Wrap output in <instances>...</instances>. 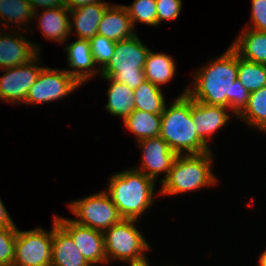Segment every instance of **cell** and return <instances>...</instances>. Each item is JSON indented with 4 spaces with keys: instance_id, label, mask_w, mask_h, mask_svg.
<instances>
[{
    "instance_id": "1",
    "label": "cell",
    "mask_w": 266,
    "mask_h": 266,
    "mask_svg": "<svg viewBox=\"0 0 266 266\" xmlns=\"http://www.w3.org/2000/svg\"><path fill=\"white\" fill-rule=\"evenodd\" d=\"M238 54L230 46L215 60L195 71L187 95L208 105H221L238 116L248 104L250 92L237 79Z\"/></svg>"
},
{
    "instance_id": "2",
    "label": "cell",
    "mask_w": 266,
    "mask_h": 266,
    "mask_svg": "<svg viewBox=\"0 0 266 266\" xmlns=\"http://www.w3.org/2000/svg\"><path fill=\"white\" fill-rule=\"evenodd\" d=\"M161 114L159 136L177 155L202 154L210 150L197 134L191 114V98L187 88Z\"/></svg>"
},
{
    "instance_id": "3",
    "label": "cell",
    "mask_w": 266,
    "mask_h": 266,
    "mask_svg": "<svg viewBox=\"0 0 266 266\" xmlns=\"http://www.w3.org/2000/svg\"><path fill=\"white\" fill-rule=\"evenodd\" d=\"M108 181L104 191L123 219H140L155 201L156 182L136 168L117 172Z\"/></svg>"
},
{
    "instance_id": "4",
    "label": "cell",
    "mask_w": 266,
    "mask_h": 266,
    "mask_svg": "<svg viewBox=\"0 0 266 266\" xmlns=\"http://www.w3.org/2000/svg\"><path fill=\"white\" fill-rule=\"evenodd\" d=\"M212 151L202 154L177 155L158 195L193 192L217 183L212 173Z\"/></svg>"
},
{
    "instance_id": "5",
    "label": "cell",
    "mask_w": 266,
    "mask_h": 266,
    "mask_svg": "<svg viewBox=\"0 0 266 266\" xmlns=\"http://www.w3.org/2000/svg\"><path fill=\"white\" fill-rule=\"evenodd\" d=\"M149 51L150 48L142 43L137 34L118 41L114 55L99 75L112 78L134 90L146 81L144 66Z\"/></svg>"
},
{
    "instance_id": "6",
    "label": "cell",
    "mask_w": 266,
    "mask_h": 266,
    "mask_svg": "<svg viewBox=\"0 0 266 266\" xmlns=\"http://www.w3.org/2000/svg\"><path fill=\"white\" fill-rule=\"evenodd\" d=\"M138 221L122 219L103 232L107 263L113 260L128 262L129 266L148 263L145 254L151 247L135 226Z\"/></svg>"
},
{
    "instance_id": "7",
    "label": "cell",
    "mask_w": 266,
    "mask_h": 266,
    "mask_svg": "<svg viewBox=\"0 0 266 266\" xmlns=\"http://www.w3.org/2000/svg\"><path fill=\"white\" fill-rule=\"evenodd\" d=\"M100 192L74 200L68 203V207L76 216V219H72L73 221L104 232L123 218L109 195L105 191Z\"/></svg>"
},
{
    "instance_id": "8",
    "label": "cell",
    "mask_w": 266,
    "mask_h": 266,
    "mask_svg": "<svg viewBox=\"0 0 266 266\" xmlns=\"http://www.w3.org/2000/svg\"><path fill=\"white\" fill-rule=\"evenodd\" d=\"M42 227L20 231L15 238V259L13 266H51L52 235Z\"/></svg>"
},
{
    "instance_id": "9",
    "label": "cell",
    "mask_w": 266,
    "mask_h": 266,
    "mask_svg": "<svg viewBox=\"0 0 266 266\" xmlns=\"http://www.w3.org/2000/svg\"><path fill=\"white\" fill-rule=\"evenodd\" d=\"M82 84L65 69L44 67L39 73L35 83L30 87L23 104L36 105L49 103L70 95Z\"/></svg>"
},
{
    "instance_id": "10",
    "label": "cell",
    "mask_w": 266,
    "mask_h": 266,
    "mask_svg": "<svg viewBox=\"0 0 266 266\" xmlns=\"http://www.w3.org/2000/svg\"><path fill=\"white\" fill-rule=\"evenodd\" d=\"M40 53L29 63L2 69L0 76V101L24 103L30 87L35 83L39 73L44 68L40 64Z\"/></svg>"
},
{
    "instance_id": "11",
    "label": "cell",
    "mask_w": 266,
    "mask_h": 266,
    "mask_svg": "<svg viewBox=\"0 0 266 266\" xmlns=\"http://www.w3.org/2000/svg\"><path fill=\"white\" fill-rule=\"evenodd\" d=\"M54 219L71 236L79 252L91 266L107 264L103 232L82 226L72 219L58 217L56 214Z\"/></svg>"
},
{
    "instance_id": "12",
    "label": "cell",
    "mask_w": 266,
    "mask_h": 266,
    "mask_svg": "<svg viewBox=\"0 0 266 266\" xmlns=\"http://www.w3.org/2000/svg\"><path fill=\"white\" fill-rule=\"evenodd\" d=\"M137 143L142 149V157L140 169L137 167L136 170L155 182L160 173H165L159 181L161 183L167 177L177 154L160 136L137 141Z\"/></svg>"
},
{
    "instance_id": "13",
    "label": "cell",
    "mask_w": 266,
    "mask_h": 266,
    "mask_svg": "<svg viewBox=\"0 0 266 266\" xmlns=\"http://www.w3.org/2000/svg\"><path fill=\"white\" fill-rule=\"evenodd\" d=\"M0 33V70L29 63L40 52V45L31 42L24 35ZM19 36H18V35ZM21 34V35H20Z\"/></svg>"
},
{
    "instance_id": "14",
    "label": "cell",
    "mask_w": 266,
    "mask_h": 266,
    "mask_svg": "<svg viewBox=\"0 0 266 266\" xmlns=\"http://www.w3.org/2000/svg\"><path fill=\"white\" fill-rule=\"evenodd\" d=\"M229 108L221 105H208L191 99V114L198 136L207 144L214 133L228 124ZM208 139V140H207Z\"/></svg>"
},
{
    "instance_id": "15",
    "label": "cell",
    "mask_w": 266,
    "mask_h": 266,
    "mask_svg": "<svg viewBox=\"0 0 266 266\" xmlns=\"http://www.w3.org/2000/svg\"><path fill=\"white\" fill-rule=\"evenodd\" d=\"M64 50H66L68 65L71 68L65 71L81 84L91 80L97 73H101L99 68L95 69L98 65L94 62L89 40L77 39L67 44Z\"/></svg>"
},
{
    "instance_id": "16",
    "label": "cell",
    "mask_w": 266,
    "mask_h": 266,
    "mask_svg": "<svg viewBox=\"0 0 266 266\" xmlns=\"http://www.w3.org/2000/svg\"><path fill=\"white\" fill-rule=\"evenodd\" d=\"M97 34L115 42L133 37L136 33L124 5H109L98 26Z\"/></svg>"
},
{
    "instance_id": "17",
    "label": "cell",
    "mask_w": 266,
    "mask_h": 266,
    "mask_svg": "<svg viewBox=\"0 0 266 266\" xmlns=\"http://www.w3.org/2000/svg\"><path fill=\"white\" fill-rule=\"evenodd\" d=\"M51 266H91L71 236L53 219Z\"/></svg>"
},
{
    "instance_id": "18",
    "label": "cell",
    "mask_w": 266,
    "mask_h": 266,
    "mask_svg": "<svg viewBox=\"0 0 266 266\" xmlns=\"http://www.w3.org/2000/svg\"><path fill=\"white\" fill-rule=\"evenodd\" d=\"M38 13L36 11L34 17L38 18V27L44 38L64 44L71 35L70 10L65 6L43 9V13L37 16Z\"/></svg>"
},
{
    "instance_id": "19",
    "label": "cell",
    "mask_w": 266,
    "mask_h": 266,
    "mask_svg": "<svg viewBox=\"0 0 266 266\" xmlns=\"http://www.w3.org/2000/svg\"><path fill=\"white\" fill-rule=\"evenodd\" d=\"M110 3H93L70 10V29L78 39L90 40L98 31L99 23Z\"/></svg>"
},
{
    "instance_id": "20",
    "label": "cell",
    "mask_w": 266,
    "mask_h": 266,
    "mask_svg": "<svg viewBox=\"0 0 266 266\" xmlns=\"http://www.w3.org/2000/svg\"><path fill=\"white\" fill-rule=\"evenodd\" d=\"M231 47L242 59L266 65V32L245 27Z\"/></svg>"
},
{
    "instance_id": "21",
    "label": "cell",
    "mask_w": 266,
    "mask_h": 266,
    "mask_svg": "<svg viewBox=\"0 0 266 266\" xmlns=\"http://www.w3.org/2000/svg\"><path fill=\"white\" fill-rule=\"evenodd\" d=\"M103 80L110 83L107 89L108 99L105 106L106 110L111 115L122 117V120H124L135 110L133 89L112 78H103Z\"/></svg>"
},
{
    "instance_id": "22",
    "label": "cell",
    "mask_w": 266,
    "mask_h": 266,
    "mask_svg": "<svg viewBox=\"0 0 266 266\" xmlns=\"http://www.w3.org/2000/svg\"><path fill=\"white\" fill-rule=\"evenodd\" d=\"M176 71V63L172 57L166 53H155L149 51L145 66L144 74L146 80H149L153 85L161 87L169 83L174 77Z\"/></svg>"
},
{
    "instance_id": "23",
    "label": "cell",
    "mask_w": 266,
    "mask_h": 266,
    "mask_svg": "<svg viewBox=\"0 0 266 266\" xmlns=\"http://www.w3.org/2000/svg\"><path fill=\"white\" fill-rule=\"evenodd\" d=\"M123 122L125 128L135 135L137 141L157 137L160 134L161 114L135 109Z\"/></svg>"
},
{
    "instance_id": "24",
    "label": "cell",
    "mask_w": 266,
    "mask_h": 266,
    "mask_svg": "<svg viewBox=\"0 0 266 266\" xmlns=\"http://www.w3.org/2000/svg\"><path fill=\"white\" fill-rule=\"evenodd\" d=\"M133 95L135 109L152 114L163 113L166 105L163 92L160 87L153 85L149 80L134 89Z\"/></svg>"
},
{
    "instance_id": "25",
    "label": "cell",
    "mask_w": 266,
    "mask_h": 266,
    "mask_svg": "<svg viewBox=\"0 0 266 266\" xmlns=\"http://www.w3.org/2000/svg\"><path fill=\"white\" fill-rule=\"evenodd\" d=\"M34 13L27 0H0V20L5 23L6 30L11 22L15 27L18 25L17 28L21 31L22 26L25 27L30 19L33 20Z\"/></svg>"
},
{
    "instance_id": "26",
    "label": "cell",
    "mask_w": 266,
    "mask_h": 266,
    "mask_svg": "<svg viewBox=\"0 0 266 266\" xmlns=\"http://www.w3.org/2000/svg\"><path fill=\"white\" fill-rule=\"evenodd\" d=\"M237 117L252 129L262 130L266 126V86L250 93L248 104Z\"/></svg>"
},
{
    "instance_id": "27",
    "label": "cell",
    "mask_w": 266,
    "mask_h": 266,
    "mask_svg": "<svg viewBox=\"0 0 266 266\" xmlns=\"http://www.w3.org/2000/svg\"><path fill=\"white\" fill-rule=\"evenodd\" d=\"M237 79L250 93L266 86V65L250 62L238 55Z\"/></svg>"
},
{
    "instance_id": "28",
    "label": "cell",
    "mask_w": 266,
    "mask_h": 266,
    "mask_svg": "<svg viewBox=\"0 0 266 266\" xmlns=\"http://www.w3.org/2000/svg\"><path fill=\"white\" fill-rule=\"evenodd\" d=\"M125 8L131 18L134 29L138 22L157 26L156 0H135L131 5H125Z\"/></svg>"
},
{
    "instance_id": "29",
    "label": "cell",
    "mask_w": 266,
    "mask_h": 266,
    "mask_svg": "<svg viewBox=\"0 0 266 266\" xmlns=\"http://www.w3.org/2000/svg\"><path fill=\"white\" fill-rule=\"evenodd\" d=\"M89 42L94 62L102 71L114 55L116 42L99 34H96Z\"/></svg>"
},
{
    "instance_id": "30",
    "label": "cell",
    "mask_w": 266,
    "mask_h": 266,
    "mask_svg": "<svg viewBox=\"0 0 266 266\" xmlns=\"http://www.w3.org/2000/svg\"><path fill=\"white\" fill-rule=\"evenodd\" d=\"M17 226L0 227V266H13Z\"/></svg>"
},
{
    "instance_id": "31",
    "label": "cell",
    "mask_w": 266,
    "mask_h": 266,
    "mask_svg": "<svg viewBox=\"0 0 266 266\" xmlns=\"http://www.w3.org/2000/svg\"><path fill=\"white\" fill-rule=\"evenodd\" d=\"M157 26L161 22L178 19L182 10V0H156Z\"/></svg>"
},
{
    "instance_id": "32",
    "label": "cell",
    "mask_w": 266,
    "mask_h": 266,
    "mask_svg": "<svg viewBox=\"0 0 266 266\" xmlns=\"http://www.w3.org/2000/svg\"><path fill=\"white\" fill-rule=\"evenodd\" d=\"M251 21L249 29L266 32V0H251Z\"/></svg>"
},
{
    "instance_id": "33",
    "label": "cell",
    "mask_w": 266,
    "mask_h": 266,
    "mask_svg": "<svg viewBox=\"0 0 266 266\" xmlns=\"http://www.w3.org/2000/svg\"><path fill=\"white\" fill-rule=\"evenodd\" d=\"M29 4L33 7V10L36 12L38 8H58L65 7L64 0H27Z\"/></svg>"
},
{
    "instance_id": "34",
    "label": "cell",
    "mask_w": 266,
    "mask_h": 266,
    "mask_svg": "<svg viewBox=\"0 0 266 266\" xmlns=\"http://www.w3.org/2000/svg\"><path fill=\"white\" fill-rule=\"evenodd\" d=\"M16 226L12 217H10L4 203L0 199V227Z\"/></svg>"
},
{
    "instance_id": "35",
    "label": "cell",
    "mask_w": 266,
    "mask_h": 266,
    "mask_svg": "<svg viewBox=\"0 0 266 266\" xmlns=\"http://www.w3.org/2000/svg\"><path fill=\"white\" fill-rule=\"evenodd\" d=\"M105 1L102 0H64L65 6L69 10H73L77 7L93 4V3H103Z\"/></svg>"
},
{
    "instance_id": "36",
    "label": "cell",
    "mask_w": 266,
    "mask_h": 266,
    "mask_svg": "<svg viewBox=\"0 0 266 266\" xmlns=\"http://www.w3.org/2000/svg\"><path fill=\"white\" fill-rule=\"evenodd\" d=\"M258 261H259V266H266V250L262 252Z\"/></svg>"
},
{
    "instance_id": "37",
    "label": "cell",
    "mask_w": 266,
    "mask_h": 266,
    "mask_svg": "<svg viewBox=\"0 0 266 266\" xmlns=\"http://www.w3.org/2000/svg\"><path fill=\"white\" fill-rule=\"evenodd\" d=\"M140 266H151L150 263L148 262L147 264L140 265Z\"/></svg>"
},
{
    "instance_id": "38",
    "label": "cell",
    "mask_w": 266,
    "mask_h": 266,
    "mask_svg": "<svg viewBox=\"0 0 266 266\" xmlns=\"http://www.w3.org/2000/svg\"><path fill=\"white\" fill-rule=\"evenodd\" d=\"M261 131L266 133V126Z\"/></svg>"
}]
</instances>
